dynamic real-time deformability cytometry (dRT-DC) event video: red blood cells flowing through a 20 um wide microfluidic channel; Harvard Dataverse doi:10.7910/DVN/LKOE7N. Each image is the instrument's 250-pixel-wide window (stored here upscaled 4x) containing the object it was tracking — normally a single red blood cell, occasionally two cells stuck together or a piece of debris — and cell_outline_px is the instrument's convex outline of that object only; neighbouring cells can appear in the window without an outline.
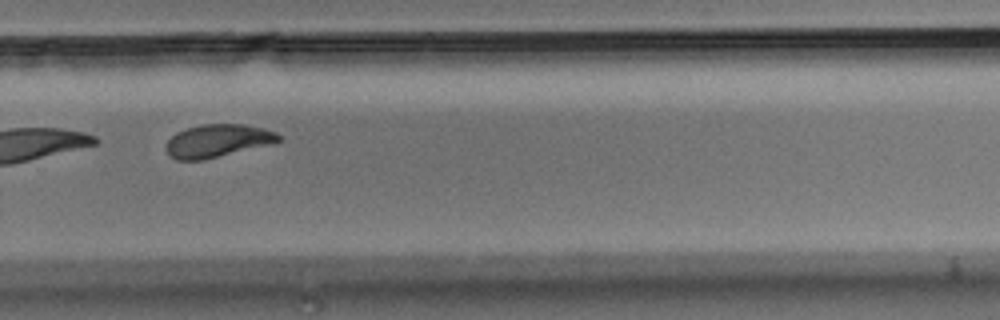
{"species": "Egyptian fruit bat (a non-hibernating species)", "species_latin": "Rousettus aegyptiacus", "temperature_condition": "room temperature", "stored_images_in_passage": 13, "camera_frame_rate_fps": 3000, "um_per_image_px": 0.085, "animal": {"sex": "male"}, "frame": {"image": 1, "passage_image": 10, "time_ms": 3.0, "image_size_px": [1000, 320], "cell_outline_px": [[280, 140], [272, 144], [204, 160], [176, 160], [168, 156], [168, 140], [176, 132], [200, 124], [244, 124], [276, 132], [280, 136]], "centroid_in_image_um": [18.5, 11.97], "position_along_channel_um": 311.3, "area_um2": 21.44}}